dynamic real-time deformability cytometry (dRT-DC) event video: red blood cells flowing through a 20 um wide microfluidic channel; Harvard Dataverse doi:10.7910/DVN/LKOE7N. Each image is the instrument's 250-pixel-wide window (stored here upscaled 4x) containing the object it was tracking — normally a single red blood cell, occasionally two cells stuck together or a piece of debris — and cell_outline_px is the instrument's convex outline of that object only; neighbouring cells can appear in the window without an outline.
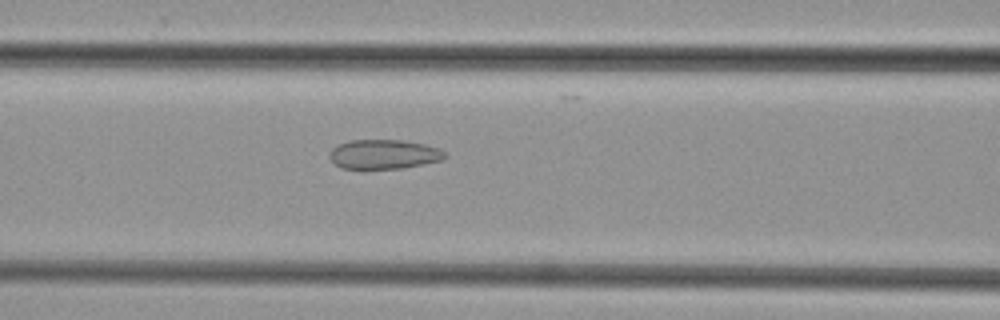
{"species": "common noctule bat (a hibernating species)", "species_latin": "Nyctalus noctula", "temperature_condition": "cold", "stored_images_in_passage": 49, "camera_frame_rate_fps": 3000, "um_per_image_px": 0.085, "animal": {"sex": "female", "body_mass_g": 29.2, "forearm_length_mm": 56.3}, "frame": {"image": 1, "passage_image": 21, "time_ms": 6.667, "image_size_px": [1000, 320], "cell_outline_px": [[448, 156], [440, 160], [424, 164], [404, 168], [340, 168], [328, 156], [332, 148], [336, 144], [348, 140], [404, 140], [424, 144], [440, 148]], "centroid_in_image_um": [32.62, 13.1], "position_along_channel_um": 134.0, "area_um2": 19.83}}
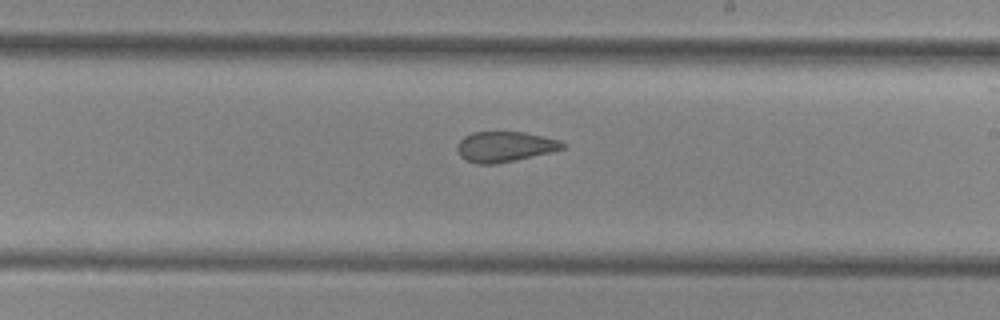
{"frame": {"image": 2, "passage_image": 29, "time_ms": 9.333, "image_size_px": [1000, 320], "cell_outline_px": [[568, 144], [564, 148], [552, 152], [516, 160], [496, 164], [476, 164], [460, 156], [456, 148], [460, 140], [464, 136], [472, 132], [524, 132], [560, 140]], "centroid_in_image_um": [42.93, 12.47], "position_along_channel_um": 246.1, "area_um2": 18.73}}
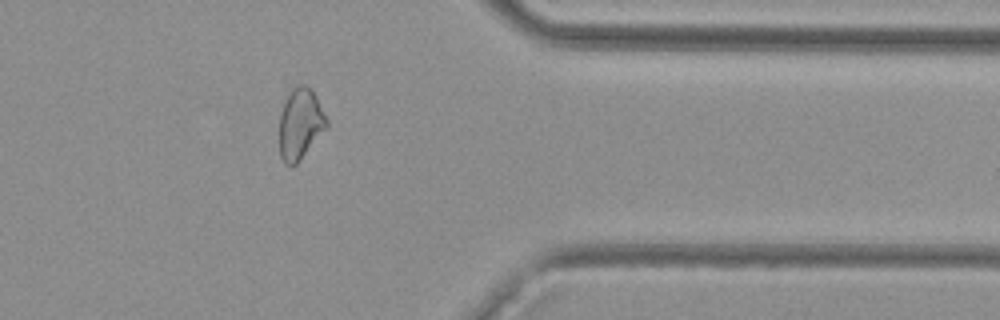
{"frame": {"image": 3, "passage_image": 40, "time_ms": 13.0, "image_size_px": [1000, 320], "cell_outline_px": [[328, 128], [300, 160], [292, 168], [284, 164], [280, 156], [280, 112], [284, 100], [288, 92], [296, 84], [308, 84], [312, 88], [328, 120]], "centroid_in_image_um": [25.53, 10.51], "position_along_channel_um": 385.9, "area_um2": 20.11}}